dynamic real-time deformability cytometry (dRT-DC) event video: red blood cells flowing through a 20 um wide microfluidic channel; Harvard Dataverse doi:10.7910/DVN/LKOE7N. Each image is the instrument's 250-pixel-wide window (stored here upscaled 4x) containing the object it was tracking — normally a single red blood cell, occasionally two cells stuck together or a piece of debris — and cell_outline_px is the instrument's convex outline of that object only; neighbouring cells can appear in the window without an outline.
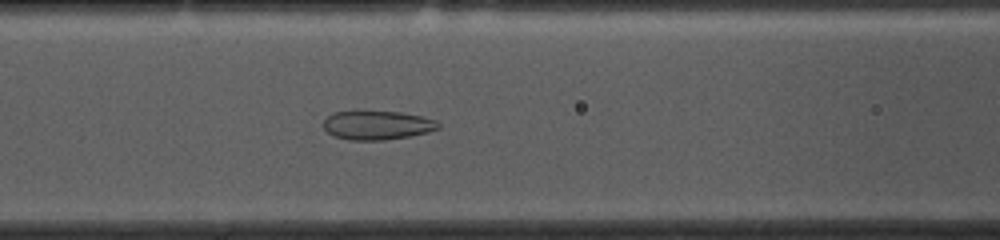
{"species": "common noctule bat (a hibernating species)", "species_latin": "Nyctalus noctula", "temperature_condition": "cold", "stored_images_in_passage": 54, "camera_frame_rate_fps": 3000, "um_per_image_px": 0.085, "animal": {"sex": "female", "body_mass_g": 10.0, "forearm_length_mm": 53.1}, "frame": {"image": 1, "passage_image": 21, "time_ms": 6.667, "image_size_px": [1000, 240], "cell_outline_px": [[440, 128], [428, 132], [412, 136], [384, 140], [352, 140], [332, 136], [324, 128], [324, 120], [328, 116], [336, 112], [400, 112], [420, 116], [436, 120], [440, 124]], "centroid_in_image_um": [32.09, 10.66], "position_along_channel_um": 134.5, "area_um2": 19.19}}
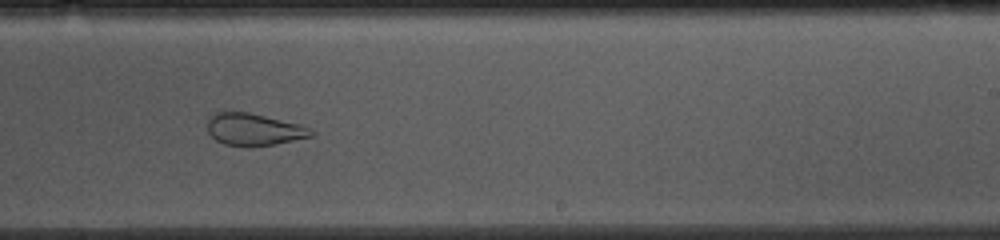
{"frame": {"image": 2, "passage_image": 32, "time_ms": 10.333, "image_size_px": [1000, 240], "cell_outline_px": [[316, 132], [312, 136], [276, 144], [252, 148], [248, 148], [224, 144], [216, 140], [208, 132], [208, 116], [212, 112], [248, 112], [300, 124]], "centroid_in_image_um": [21.56, 11.02], "position_along_channel_um": 267.4, "area_um2": 19.71}}
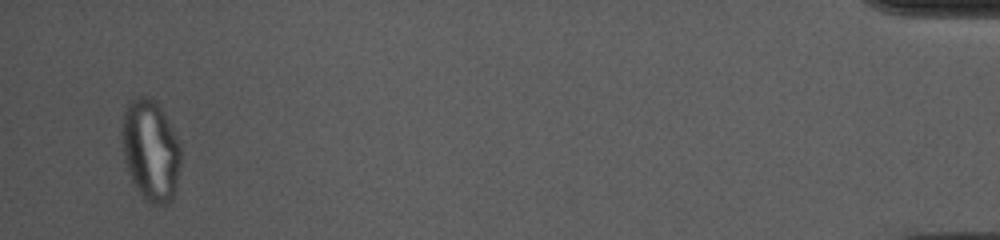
{"frame": {"image": 3, "passage_image": 52, "time_ms": 17.0, "image_size_px": [1000, 240], "cell_outline_px": [[180, 164], [176, 188], [172, 200], [164, 204], [152, 204], [136, 188], [128, 172], [124, 156], [124, 112], [128, 104], [132, 100], [140, 96], [148, 96], [160, 108], [180, 144]], "centroid_in_image_um": [12.83, 12.81], "position_along_channel_um": 422.4, "area_um2": 33.52}, "authors_computed_cell_mechanics": {"area_um2": 26.877, "velocity_mm_per_s": 3.6315, "shape_relaxation_time_tau1_ms": null, "shape_relaxation_time_tau2_ms": 1.5965, "deformation_change_tau1": null, "deformation_change_tau2": 0.0793}}